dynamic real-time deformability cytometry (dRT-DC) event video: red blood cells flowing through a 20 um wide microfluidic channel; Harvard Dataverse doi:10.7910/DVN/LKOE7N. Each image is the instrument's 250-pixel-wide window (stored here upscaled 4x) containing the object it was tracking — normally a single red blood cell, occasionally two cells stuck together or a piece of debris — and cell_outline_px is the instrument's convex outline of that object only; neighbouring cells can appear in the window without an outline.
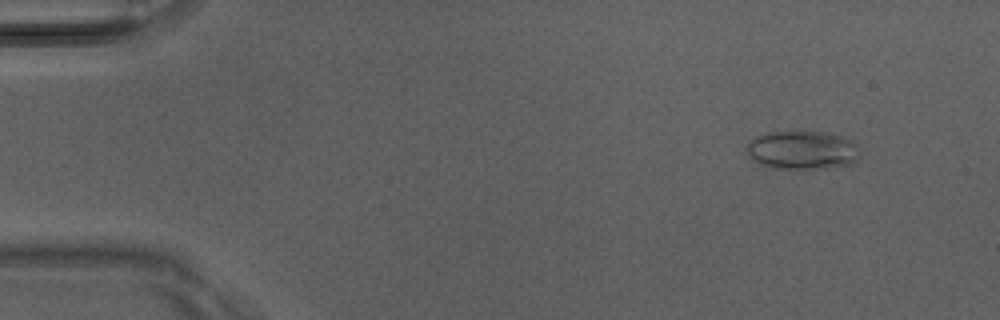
{"species": "Egyptian fruit bat (a non-hibernating species)", "species_latin": "Rousettus aegyptiacus", "temperature_condition": "room temperature", "stored_images_in_passage": 5, "camera_frame_rate_fps": 3000, "um_per_image_px": 0.085, "animal": {"sex": "male"}, "frame": {"image": 1, "passage_image": 2, "time_ms": 0.333, "image_size_px": [1000, 320], "cell_outline_px": [[860, 156], [852, 164], [824, 168], [772, 168], [752, 160], [748, 152], [748, 144], [756, 136], [768, 132], [804, 128], [828, 132], [852, 140], [860, 148]], "centroid_in_image_um": [68.24, 12.7], "position_along_channel_um": 16.8, "area_um2": 26.18}}